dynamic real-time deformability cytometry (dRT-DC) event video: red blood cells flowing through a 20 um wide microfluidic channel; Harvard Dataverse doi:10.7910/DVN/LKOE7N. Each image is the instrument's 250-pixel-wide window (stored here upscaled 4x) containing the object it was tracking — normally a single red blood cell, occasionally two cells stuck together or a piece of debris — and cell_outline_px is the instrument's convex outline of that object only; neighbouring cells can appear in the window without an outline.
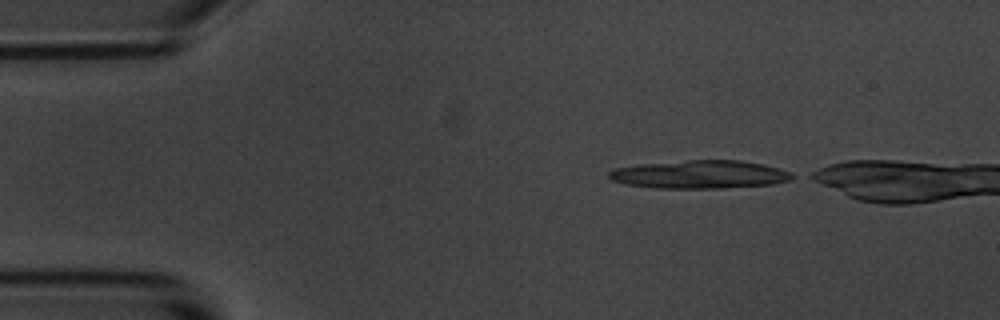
{"species": "common noctule bat (a hibernating species)", "species_latin": "Nyctalus noctula", "temperature_condition": "room temperature", "stored_images_in_passage": 3, "camera_frame_rate_fps": 3000, "um_per_image_px": 0.085, "animal": {"sex": "male", "body_mass_g": 20.1, "forearm_length_mm": 53.5}, "frame": {"image": 1, "passage_image": 1, "time_ms": 0.0, "image_size_px": [1000, 320], "cell_outline_px": [[800, 176], [792, 180], [772, 184], [724, 188], [652, 188], [624, 184], [612, 180], [608, 176], [608, 172], [612, 168], [640, 164], [688, 160], [740, 160], [764, 164], [792, 172]], "centroid_in_image_um": [59.52, 14.83], "position_along_channel_um": 25.5, "area_um2": 30.52}}